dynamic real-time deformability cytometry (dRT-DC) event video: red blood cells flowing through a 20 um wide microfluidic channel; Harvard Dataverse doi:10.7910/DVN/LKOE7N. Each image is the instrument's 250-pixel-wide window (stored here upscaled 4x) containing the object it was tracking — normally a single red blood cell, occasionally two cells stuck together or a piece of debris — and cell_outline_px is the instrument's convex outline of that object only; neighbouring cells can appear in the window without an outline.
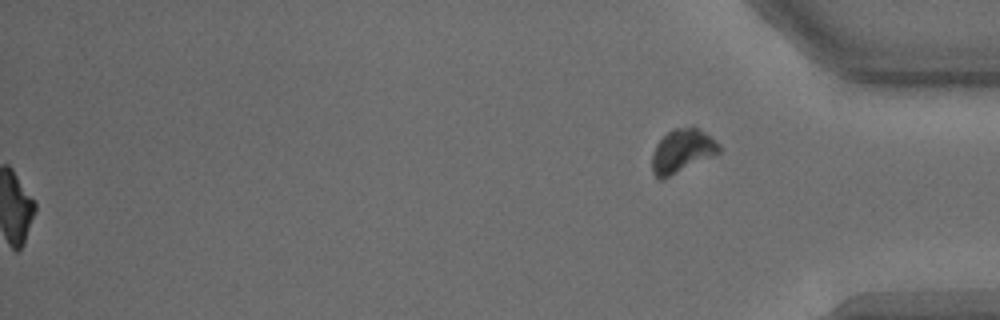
{"species": "common noctule bat (a hibernating species)", "species_latin": "Nyctalus noctula", "temperature_condition": "warm", "stored_images_in_passage": 28, "segment_of_instrument_passage": [2, 2], "camera_frame_rate_fps": 3000, "um_per_image_px": 0.085, "animal": {"sex": "male", "body_mass_g": 15.6}, "frame": {"image": 1, "passage_image": 28, "time_ms": 9.0, "image_size_px": [1000, 320], "cell_outline_px": [[720, 152], [660, 180], [652, 172], [652, 152], [656, 144], [672, 128], [696, 128], [704, 132], [720, 144]], "centroid_in_image_um": [57.95, 12.82], "position_along_channel_um": 377.3, "area_um2": 16.47}}